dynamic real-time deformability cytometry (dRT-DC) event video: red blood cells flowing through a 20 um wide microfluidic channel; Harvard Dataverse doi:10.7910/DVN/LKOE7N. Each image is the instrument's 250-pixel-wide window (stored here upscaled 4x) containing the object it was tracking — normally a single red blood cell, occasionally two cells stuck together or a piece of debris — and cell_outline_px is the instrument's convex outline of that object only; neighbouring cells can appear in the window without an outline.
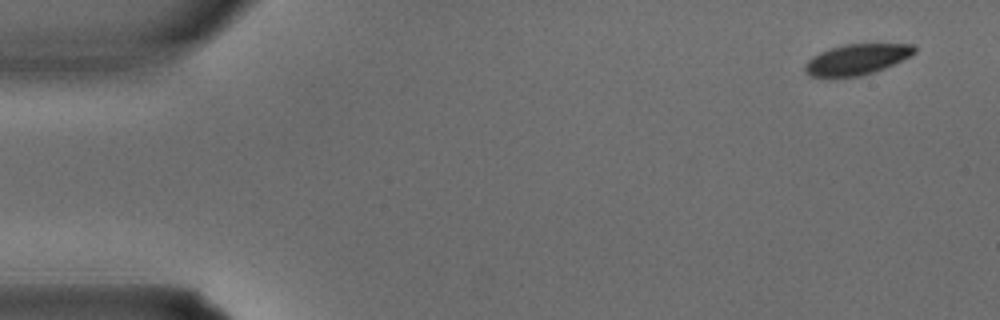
{"species": "common noctule bat (a hibernating species)", "species_latin": "Nyctalus noctula", "temperature_condition": "warm", "stored_images_in_passage": 4, "camera_frame_rate_fps": 3000, "um_per_image_px": 0.085, "animal": {"sex": "male", "body_mass_g": 15.6}, "frame": {"image": 1, "passage_image": 1, "time_ms": 0.0, "image_size_px": [1000, 320], "cell_outline_px": [[916, 52], [884, 68], [860, 76], [808, 76], [804, 72], [804, 64], [812, 56], [828, 48], [844, 44], [912, 44], [916, 48]], "centroid_in_image_um": [72.76, 5.03], "position_along_channel_um": 12.2, "area_um2": 19.31}}
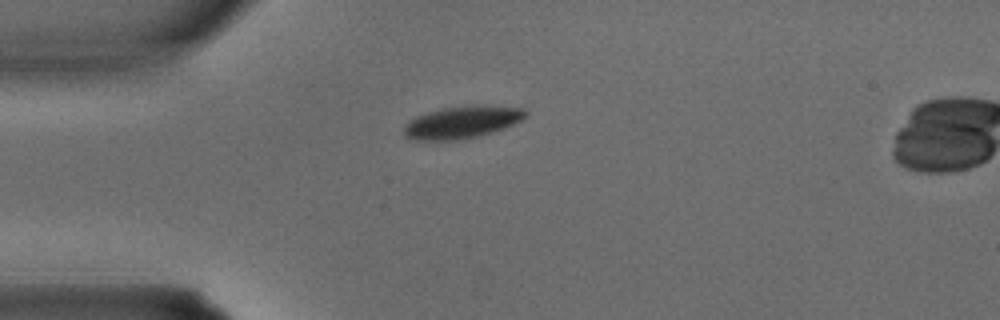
{"frame": {"image": 2, "passage_image": 3, "time_ms": 0.667, "image_size_px": [1000, 320], "cell_outline_px": [[528, 116], [512, 124], [492, 132], [480, 136], [460, 140], [408, 140], [404, 136], [404, 124], [408, 120], [416, 116], [440, 108], [472, 104], [492, 104], [524, 108], [528, 112]], "centroid_in_image_um": [39.27, 10.36], "position_along_channel_um": 45.7, "area_um2": 23.52}}